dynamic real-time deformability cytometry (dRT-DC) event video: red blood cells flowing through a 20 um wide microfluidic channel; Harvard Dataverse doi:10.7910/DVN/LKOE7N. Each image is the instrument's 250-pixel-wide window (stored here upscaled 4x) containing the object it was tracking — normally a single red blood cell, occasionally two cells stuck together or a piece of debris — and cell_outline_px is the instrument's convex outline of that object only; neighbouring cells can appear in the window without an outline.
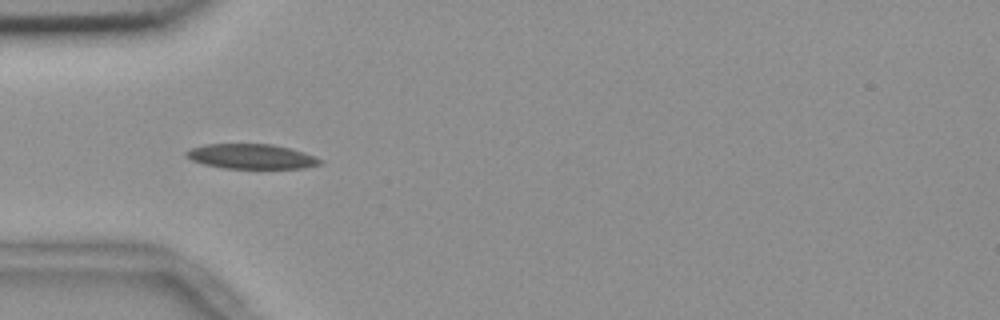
{"species": "common noctule bat (a hibernating species)", "species_latin": "Nyctalus noctula", "temperature_condition": "room temperature", "stored_images_in_passage": 9, "camera_frame_rate_fps": 3000, "um_per_image_px": 0.085, "animal": {"sex": "female", "body_mass_g": 18.4}, "frame": {"image": 1, "passage_image": 3, "time_ms": 0.667, "image_size_px": [1000, 320], "cell_outline_px": [[324, 164], [304, 168], [224, 168], [204, 164], [192, 160], [184, 156], [184, 152], [188, 148], [204, 144], [272, 144], [304, 152], [324, 160]], "centroid_in_image_um": [21.35, 13.29], "position_along_channel_um": 63.6, "area_um2": 19.54}}
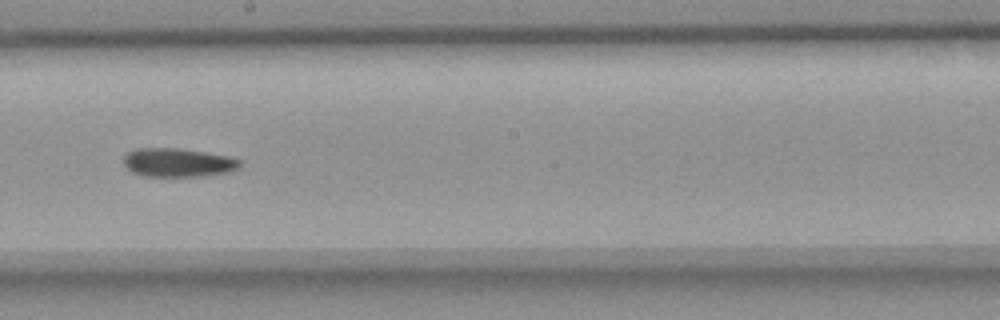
{"frame": {"image": 2, "passage_image": 7, "time_ms": 2.0, "image_size_px": [1000, 320], "cell_outline_px": [[240, 164], [232, 172], [204, 176], [144, 176], [132, 172], [124, 164], [124, 156], [128, 152], [136, 148], [176, 148], [204, 152], [228, 156], [240, 160]], "centroid_in_image_um": [15.12, 13.82], "position_along_channel_um": 233.1, "area_um2": 19.36}}
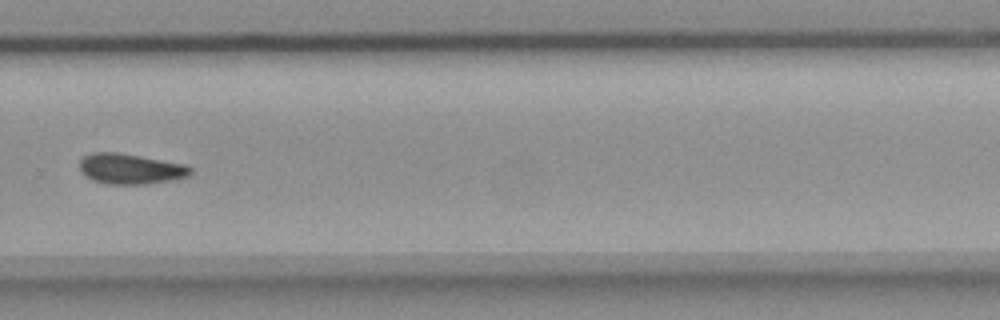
{"frame": {"image": 3, "passage_image": 9, "time_ms": 2.667, "image_size_px": [1000, 320], "cell_outline_px": [[192, 172], [188, 176], [172, 180], [144, 184], [108, 184], [92, 180], [84, 176], [80, 172], [80, 160], [84, 156], [92, 152], [116, 152], [188, 164], [192, 168]], "centroid_in_image_um": [11.09, 14.35], "position_along_channel_um": 318.7, "area_um2": 19.83}}